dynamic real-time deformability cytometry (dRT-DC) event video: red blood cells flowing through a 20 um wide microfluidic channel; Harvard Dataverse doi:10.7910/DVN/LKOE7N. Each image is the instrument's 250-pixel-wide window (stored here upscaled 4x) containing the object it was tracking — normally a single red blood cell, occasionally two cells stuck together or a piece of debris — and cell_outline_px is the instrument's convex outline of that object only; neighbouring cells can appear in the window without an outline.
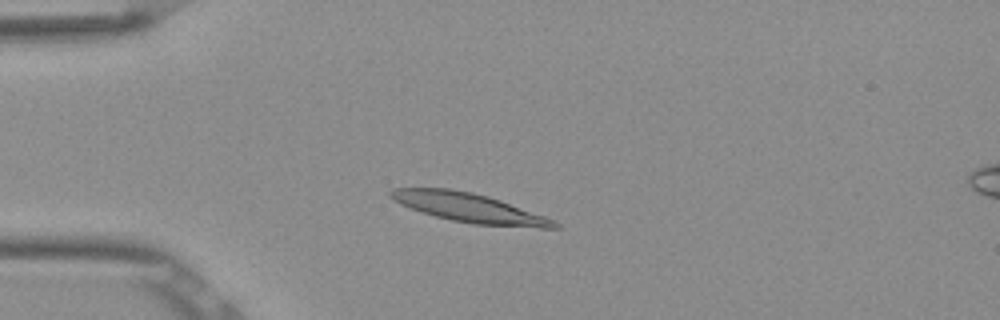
{"species": "Egyptian fruit bat (a non-hibernating species)", "species_latin": "Rousettus aegyptiacus", "temperature_condition": "room temperature", "stored_images_in_passage": 48, "camera_frame_rate_fps": 3000, "um_per_image_px": 0.085, "frame": {"image": 1, "passage_image": 9, "time_ms": 2.667, "image_size_px": [1000, 320], "cell_outline_px": [[560, 228], [540, 228], [472, 224], [452, 220], [436, 216], [400, 204], [392, 200], [388, 196], [388, 192], [392, 188], [452, 188], [472, 192], [488, 196], [500, 200], [556, 220], [560, 224]], "centroid_in_image_um": [39.9, 17.66], "position_along_channel_um": 45.1, "area_um2": 27.86}}
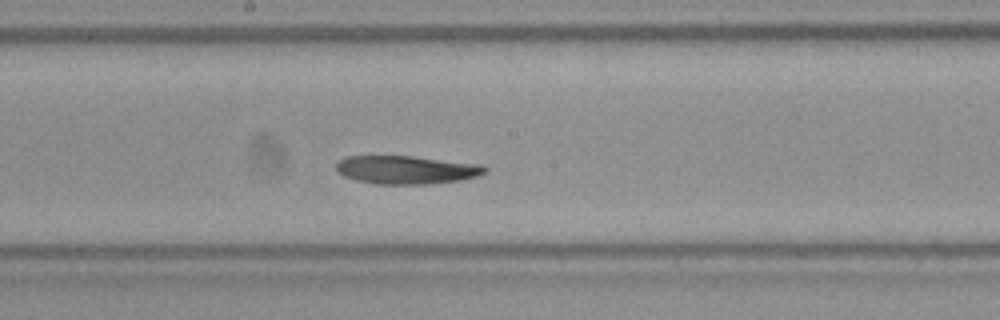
{"frame": {"image": 2, "passage_image": 24, "time_ms": 7.667, "image_size_px": [1000, 320], "cell_outline_px": [[488, 172], [476, 176], [460, 180], [428, 184], [376, 184], [356, 180], [344, 176], [336, 168], [336, 164], [344, 156], [412, 156], [480, 164], [488, 168]], "centroid_in_image_um": [34.55, 14.43], "position_along_channel_um": 213.6, "area_um2": 24.45}}
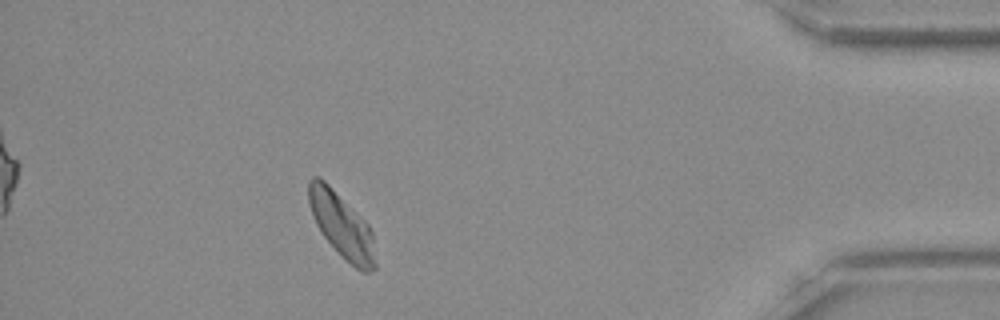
{"frame": {"image": 3, "passage_image": 43, "time_ms": 14.0, "image_size_px": [1000, 320], "cell_outline_px": [[376, 268], [368, 272], [364, 272], [356, 268], [324, 236], [316, 224], [308, 204], [308, 180], [312, 176], [320, 176], [368, 224], [372, 232], [376, 264]], "centroid_in_image_um": [29.03, 19.11], "position_along_channel_um": 406.2, "area_um2": 24.57}, "authors_computed_cell_mechanics": {"area_um2": 25.3164, "velocity_mm_per_s": 3.8078, "shape_relaxation_time_tau1_ms": null, "shape_relaxation_time_tau2_ms": 8.4364, "deformation_change_tau1": null, "deformation_change_tau2": 0.1358}}